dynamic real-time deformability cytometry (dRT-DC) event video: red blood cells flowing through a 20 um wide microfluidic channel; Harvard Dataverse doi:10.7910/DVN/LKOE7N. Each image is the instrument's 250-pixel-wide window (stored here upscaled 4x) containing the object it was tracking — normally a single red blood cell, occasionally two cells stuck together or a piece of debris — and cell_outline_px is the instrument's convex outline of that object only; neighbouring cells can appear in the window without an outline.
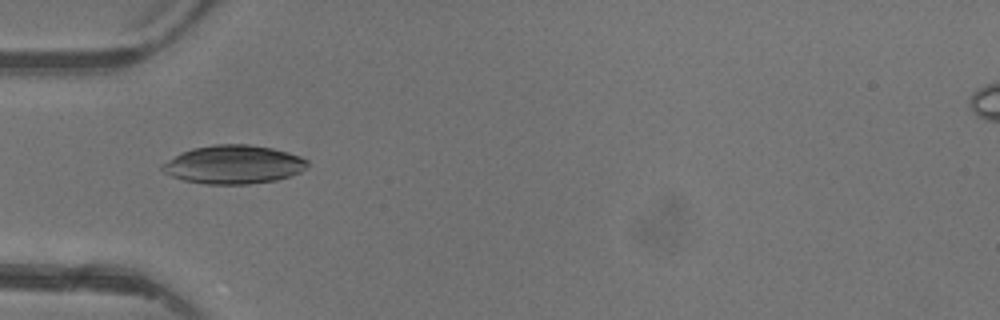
{"species": "common noctule bat (a hibernating species)", "species_latin": "Nyctalus noctula", "temperature_condition": "warm", "stored_images_in_passage": 4, "camera_frame_rate_fps": 3000, "um_per_image_px": 0.085, "animal": {"sex": "female"}, "frame": {"image": 1, "passage_image": 3, "time_ms": 2.333, "image_size_px": [1000, 320], "cell_outline_px": [[308, 168], [300, 172], [276, 180], [248, 184], [208, 184], [184, 180], [172, 176], [164, 172], [160, 168], [160, 164], [180, 152], [192, 148], [216, 144], [248, 144], [272, 148], [288, 152], [300, 156], [308, 160]], "centroid_in_image_um": [19.84, 13.97], "position_along_channel_um": 65.2, "area_um2": 32.71}}
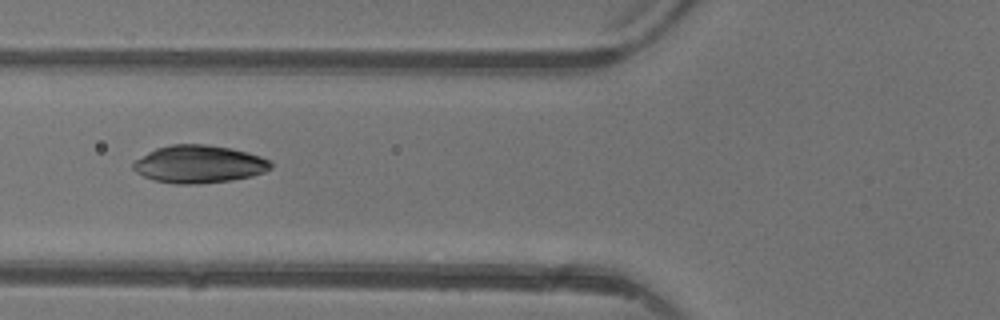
{"frame": {"image": 2, "passage_image": 4, "time_ms": 3.333, "image_size_px": [1000, 320], "cell_outline_px": [[272, 168], [264, 172], [252, 176], [232, 180], [200, 184], [176, 184], [152, 180], [136, 172], [132, 168], [132, 164], [136, 160], [148, 152], [156, 148], [172, 144], [208, 144], [232, 148], [248, 152], [272, 160]], "centroid_in_image_um": [16.94, 13.95], "position_along_channel_um": 108.9, "area_um2": 30.52}}